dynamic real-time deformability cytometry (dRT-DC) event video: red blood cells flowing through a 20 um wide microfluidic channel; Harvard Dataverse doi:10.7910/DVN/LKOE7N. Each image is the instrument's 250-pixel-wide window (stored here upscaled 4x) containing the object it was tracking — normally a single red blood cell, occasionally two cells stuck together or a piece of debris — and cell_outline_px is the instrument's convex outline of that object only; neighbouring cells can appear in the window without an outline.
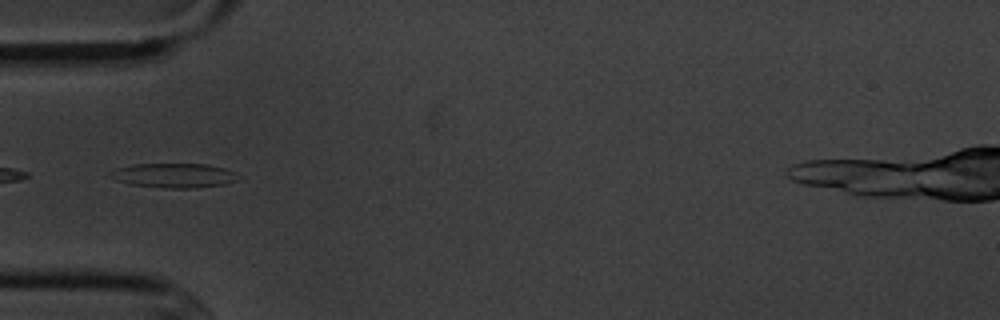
{"species": "common noctule bat (a hibernating species)", "species_latin": "Nyctalus noctula", "temperature_condition": "cold", "stored_images_in_passage": 6, "camera_frame_rate_fps": 3000, "um_per_image_px": 0.085, "animal": {"sex": "male", "body_mass_g": 20.1, "forearm_length_mm": 53.5}, "frame": {"image": 1, "passage_image": 5, "time_ms": 4.667, "image_size_px": [1000, 320], "cell_outline_px": [[244, 176], [236, 180], [224, 184], [196, 188], [164, 188], [132, 184], [112, 180], [108, 176], [108, 172], [116, 168], [132, 164], [208, 164], [224, 168], [236, 172]], "centroid_in_image_um": [14.78, 14.91], "position_along_channel_um": 70.2, "area_um2": 18.55}}